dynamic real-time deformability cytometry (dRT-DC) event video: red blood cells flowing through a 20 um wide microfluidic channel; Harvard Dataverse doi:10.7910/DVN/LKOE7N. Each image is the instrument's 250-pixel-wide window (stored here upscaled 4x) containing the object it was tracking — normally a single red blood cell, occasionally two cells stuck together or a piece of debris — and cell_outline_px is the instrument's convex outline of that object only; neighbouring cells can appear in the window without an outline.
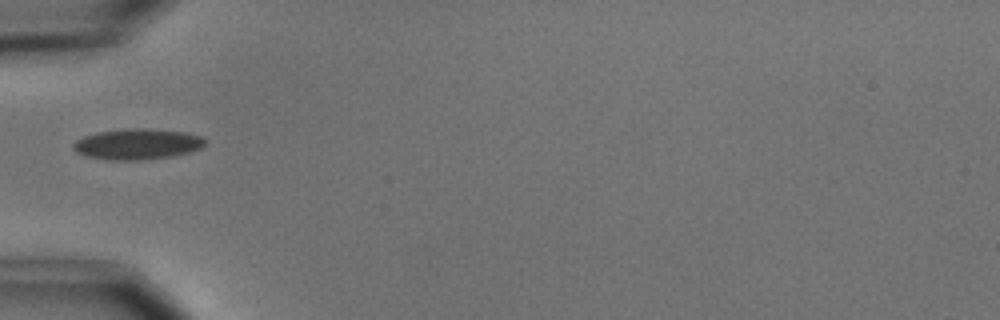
{"species": "common noctule bat (a hibernating species)", "species_latin": "Nyctalus noctula", "temperature_condition": "cold", "stored_images_in_passage": 1, "camera_frame_rate_fps": 3000, "um_per_image_px": 0.085, "animal": {"sex": "male", "body_mass_g": 15.6}, "frame": {"image": 1, "passage_image": 1, "time_ms": 0.0, "image_size_px": [1000, 320], "cell_outline_px": [[204, 144], [200, 148], [188, 152], [172, 156], [140, 160], [112, 160], [88, 156], [76, 152], [72, 148], [72, 144], [76, 140], [84, 136], [96, 132], [128, 128], [144, 128], [184, 132], [200, 136], [204, 140]], "centroid_in_image_um": [11.63, 12.24], "position_along_channel_um": 73.4, "area_um2": 23.41}}